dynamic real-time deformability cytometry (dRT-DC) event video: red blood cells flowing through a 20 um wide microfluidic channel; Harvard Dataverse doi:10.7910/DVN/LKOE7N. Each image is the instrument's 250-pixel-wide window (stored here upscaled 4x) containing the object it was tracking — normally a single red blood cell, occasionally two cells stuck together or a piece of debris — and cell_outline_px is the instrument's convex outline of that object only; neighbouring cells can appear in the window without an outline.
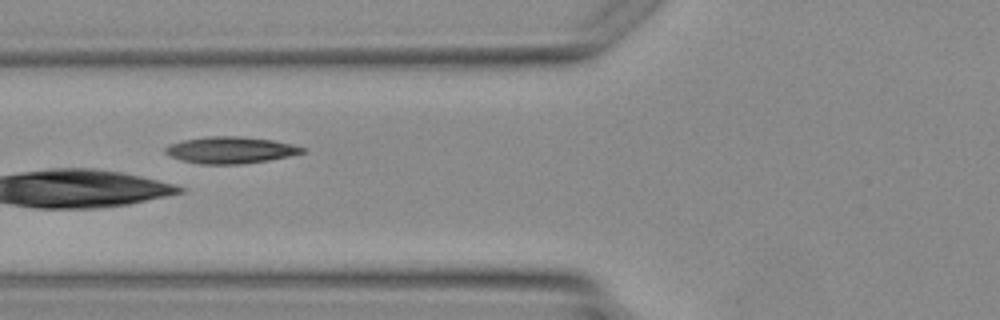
{"species": "Egyptian fruit bat (a non-hibernating species)", "species_latin": "Rousettus aegyptiacus", "temperature_condition": "warm", "stored_images_in_passage": 2, "camera_frame_rate_fps": 3000, "um_per_image_px": 0.085, "animal": {"sex": "female"}, "frame": {"image": 1, "passage_image": 2, "time_ms": 1.0, "image_size_px": [1000, 320], "cell_outline_px": [[308, 148], [304, 152], [288, 156], [268, 160], [240, 164], [200, 164], [184, 160], [172, 156], [164, 152], [164, 148], [172, 144], [184, 140], [208, 136], [240, 136], [272, 140], [292, 144]], "centroid_in_image_um": [19.63, 12.75], "position_along_channel_um": 106.2, "area_um2": 21.04}}